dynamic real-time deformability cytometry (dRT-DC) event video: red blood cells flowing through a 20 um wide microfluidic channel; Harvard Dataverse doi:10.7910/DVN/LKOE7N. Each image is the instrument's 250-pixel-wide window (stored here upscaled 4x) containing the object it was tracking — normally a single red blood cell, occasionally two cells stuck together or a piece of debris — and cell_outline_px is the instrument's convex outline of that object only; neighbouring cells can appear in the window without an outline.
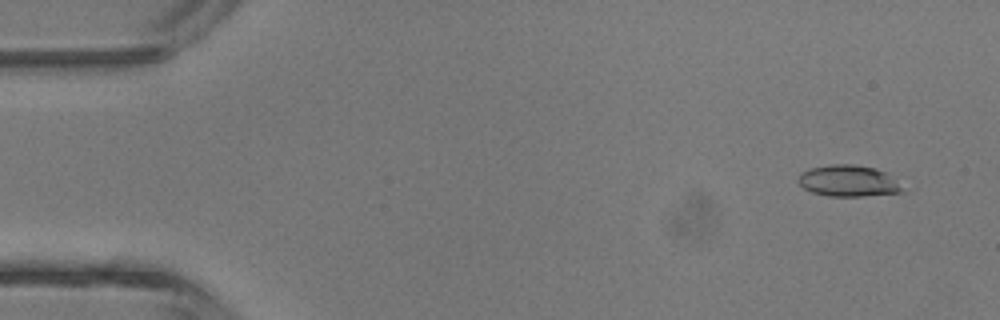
{"species": "common noctule bat (a hibernating species)", "species_latin": "Nyctalus noctula", "temperature_condition": "room temperature", "stored_images_in_passage": 13, "camera_frame_rate_fps": 3000, "um_per_image_px": 0.085, "animal": {"sex": "male", "body_mass_g": 13.3}, "frame": {"image": 1, "passage_image": 3, "time_ms": 0.667, "image_size_px": [1000, 320], "cell_outline_px": [[904, 192], [864, 196], [828, 196], [812, 192], [804, 188], [796, 180], [800, 172], [812, 168], [832, 164], [852, 164], [876, 168], [888, 172]], "centroid_in_image_um": [72.08, 15.37], "position_along_channel_um": 12.9, "area_um2": 19.02}}